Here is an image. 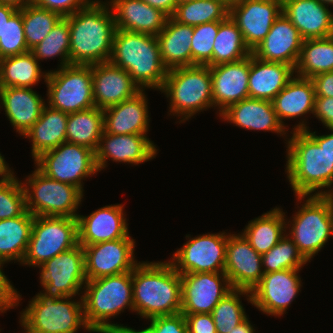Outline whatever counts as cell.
Here are the masks:
<instances>
[{
  "label": "cell",
  "mask_w": 333,
  "mask_h": 333,
  "mask_svg": "<svg viewBox=\"0 0 333 333\" xmlns=\"http://www.w3.org/2000/svg\"><path fill=\"white\" fill-rule=\"evenodd\" d=\"M66 18L70 27V65L108 62L116 31L114 15L108 2L92 0Z\"/></svg>",
  "instance_id": "6da1fadb"
},
{
  "label": "cell",
  "mask_w": 333,
  "mask_h": 333,
  "mask_svg": "<svg viewBox=\"0 0 333 333\" xmlns=\"http://www.w3.org/2000/svg\"><path fill=\"white\" fill-rule=\"evenodd\" d=\"M132 285L134 312L141 318L180 313L181 275L169 260L139 262L132 271Z\"/></svg>",
  "instance_id": "7a4b0ae2"
},
{
  "label": "cell",
  "mask_w": 333,
  "mask_h": 333,
  "mask_svg": "<svg viewBox=\"0 0 333 333\" xmlns=\"http://www.w3.org/2000/svg\"><path fill=\"white\" fill-rule=\"evenodd\" d=\"M292 132V136L285 140V171L292 190L295 196L323 195L324 188L333 187V164L324 147H320L305 130Z\"/></svg>",
  "instance_id": "3957f363"
},
{
  "label": "cell",
  "mask_w": 333,
  "mask_h": 333,
  "mask_svg": "<svg viewBox=\"0 0 333 333\" xmlns=\"http://www.w3.org/2000/svg\"><path fill=\"white\" fill-rule=\"evenodd\" d=\"M127 71L141 90H161L168 69L164 66L156 36L116 29L109 60Z\"/></svg>",
  "instance_id": "277c9868"
},
{
  "label": "cell",
  "mask_w": 333,
  "mask_h": 333,
  "mask_svg": "<svg viewBox=\"0 0 333 333\" xmlns=\"http://www.w3.org/2000/svg\"><path fill=\"white\" fill-rule=\"evenodd\" d=\"M83 290L84 319L93 333H115L122 325L109 318L126 308L134 312L132 271L87 280Z\"/></svg>",
  "instance_id": "5b68a950"
},
{
  "label": "cell",
  "mask_w": 333,
  "mask_h": 333,
  "mask_svg": "<svg viewBox=\"0 0 333 333\" xmlns=\"http://www.w3.org/2000/svg\"><path fill=\"white\" fill-rule=\"evenodd\" d=\"M160 91L170 98L169 114L181 116L179 123H183L213 107L210 67L192 65L168 70Z\"/></svg>",
  "instance_id": "8992f818"
},
{
  "label": "cell",
  "mask_w": 333,
  "mask_h": 333,
  "mask_svg": "<svg viewBox=\"0 0 333 333\" xmlns=\"http://www.w3.org/2000/svg\"><path fill=\"white\" fill-rule=\"evenodd\" d=\"M72 298L36 294L20 313L21 327L29 333H76L82 326L91 333L84 319L82 296L77 301Z\"/></svg>",
  "instance_id": "52a82bcc"
},
{
  "label": "cell",
  "mask_w": 333,
  "mask_h": 333,
  "mask_svg": "<svg viewBox=\"0 0 333 333\" xmlns=\"http://www.w3.org/2000/svg\"><path fill=\"white\" fill-rule=\"evenodd\" d=\"M295 197L297 202H304L301 204L302 207L298 206L299 210L295 211L292 221L286 220V229H289L287 235L303 257L310 262L329 238H333L332 219L328 203L321 195Z\"/></svg>",
  "instance_id": "ba28073f"
},
{
  "label": "cell",
  "mask_w": 333,
  "mask_h": 333,
  "mask_svg": "<svg viewBox=\"0 0 333 333\" xmlns=\"http://www.w3.org/2000/svg\"><path fill=\"white\" fill-rule=\"evenodd\" d=\"M24 181L26 209L33 216L77 218L79 215L76 212L84 194L77 187L53 180L37 168Z\"/></svg>",
  "instance_id": "9c48e42d"
},
{
  "label": "cell",
  "mask_w": 333,
  "mask_h": 333,
  "mask_svg": "<svg viewBox=\"0 0 333 333\" xmlns=\"http://www.w3.org/2000/svg\"><path fill=\"white\" fill-rule=\"evenodd\" d=\"M77 244V218L34 216L30 240L21 265L40 267Z\"/></svg>",
  "instance_id": "30bf717a"
},
{
  "label": "cell",
  "mask_w": 333,
  "mask_h": 333,
  "mask_svg": "<svg viewBox=\"0 0 333 333\" xmlns=\"http://www.w3.org/2000/svg\"><path fill=\"white\" fill-rule=\"evenodd\" d=\"M48 106L67 114L95 107L92 65H68L48 71Z\"/></svg>",
  "instance_id": "8fae6325"
},
{
  "label": "cell",
  "mask_w": 333,
  "mask_h": 333,
  "mask_svg": "<svg viewBox=\"0 0 333 333\" xmlns=\"http://www.w3.org/2000/svg\"><path fill=\"white\" fill-rule=\"evenodd\" d=\"M45 176L77 187L82 193L86 177L97 174L95 152L88 147L64 142L34 160Z\"/></svg>",
  "instance_id": "7c38bea8"
},
{
  "label": "cell",
  "mask_w": 333,
  "mask_h": 333,
  "mask_svg": "<svg viewBox=\"0 0 333 333\" xmlns=\"http://www.w3.org/2000/svg\"><path fill=\"white\" fill-rule=\"evenodd\" d=\"M40 284L43 294L56 299L74 297L83 293L87 278L85 275V255L79 243L46 261L40 267Z\"/></svg>",
  "instance_id": "4fadbf2b"
},
{
  "label": "cell",
  "mask_w": 333,
  "mask_h": 333,
  "mask_svg": "<svg viewBox=\"0 0 333 333\" xmlns=\"http://www.w3.org/2000/svg\"><path fill=\"white\" fill-rule=\"evenodd\" d=\"M226 232L200 234L191 238L186 235L184 245L177 249L169 261L181 274L224 272L226 262ZM190 237V238H189Z\"/></svg>",
  "instance_id": "5bb4252c"
},
{
  "label": "cell",
  "mask_w": 333,
  "mask_h": 333,
  "mask_svg": "<svg viewBox=\"0 0 333 333\" xmlns=\"http://www.w3.org/2000/svg\"><path fill=\"white\" fill-rule=\"evenodd\" d=\"M232 289L224 272L181 274L180 313L211 314L219 301Z\"/></svg>",
  "instance_id": "9a60e30c"
},
{
  "label": "cell",
  "mask_w": 333,
  "mask_h": 333,
  "mask_svg": "<svg viewBox=\"0 0 333 333\" xmlns=\"http://www.w3.org/2000/svg\"><path fill=\"white\" fill-rule=\"evenodd\" d=\"M282 14V0H236L229 5V16L242 33L252 52Z\"/></svg>",
  "instance_id": "2e32d148"
},
{
  "label": "cell",
  "mask_w": 333,
  "mask_h": 333,
  "mask_svg": "<svg viewBox=\"0 0 333 333\" xmlns=\"http://www.w3.org/2000/svg\"><path fill=\"white\" fill-rule=\"evenodd\" d=\"M300 269L264 273L251 290L252 305L266 315L282 316L301 291Z\"/></svg>",
  "instance_id": "e0dca14e"
},
{
  "label": "cell",
  "mask_w": 333,
  "mask_h": 333,
  "mask_svg": "<svg viewBox=\"0 0 333 333\" xmlns=\"http://www.w3.org/2000/svg\"><path fill=\"white\" fill-rule=\"evenodd\" d=\"M135 246L133 238L82 246L87 280L133 271L138 264L134 255Z\"/></svg>",
  "instance_id": "ac0fdd59"
},
{
  "label": "cell",
  "mask_w": 333,
  "mask_h": 333,
  "mask_svg": "<svg viewBox=\"0 0 333 333\" xmlns=\"http://www.w3.org/2000/svg\"><path fill=\"white\" fill-rule=\"evenodd\" d=\"M262 268V255L246 238L239 233H228L224 273L231 287L251 291L264 274Z\"/></svg>",
  "instance_id": "d6986e66"
},
{
  "label": "cell",
  "mask_w": 333,
  "mask_h": 333,
  "mask_svg": "<svg viewBox=\"0 0 333 333\" xmlns=\"http://www.w3.org/2000/svg\"><path fill=\"white\" fill-rule=\"evenodd\" d=\"M147 135L126 134L113 135L103 131L98 148L95 152V163L100 172L107 164V160L130 163L134 165L154 159L158 149Z\"/></svg>",
  "instance_id": "ffe728a7"
},
{
  "label": "cell",
  "mask_w": 333,
  "mask_h": 333,
  "mask_svg": "<svg viewBox=\"0 0 333 333\" xmlns=\"http://www.w3.org/2000/svg\"><path fill=\"white\" fill-rule=\"evenodd\" d=\"M123 210V204H111L93 211L88 216L78 215V243L86 246L132 238Z\"/></svg>",
  "instance_id": "44dd1931"
},
{
  "label": "cell",
  "mask_w": 333,
  "mask_h": 333,
  "mask_svg": "<svg viewBox=\"0 0 333 333\" xmlns=\"http://www.w3.org/2000/svg\"><path fill=\"white\" fill-rule=\"evenodd\" d=\"M94 105L106 109L141 91L129 73L110 61L92 65Z\"/></svg>",
  "instance_id": "7402d4cb"
},
{
  "label": "cell",
  "mask_w": 333,
  "mask_h": 333,
  "mask_svg": "<svg viewBox=\"0 0 333 333\" xmlns=\"http://www.w3.org/2000/svg\"><path fill=\"white\" fill-rule=\"evenodd\" d=\"M249 72L250 55L236 62L210 66L213 107L219 108V115L229 105L249 98Z\"/></svg>",
  "instance_id": "603a6c76"
},
{
  "label": "cell",
  "mask_w": 333,
  "mask_h": 333,
  "mask_svg": "<svg viewBox=\"0 0 333 333\" xmlns=\"http://www.w3.org/2000/svg\"><path fill=\"white\" fill-rule=\"evenodd\" d=\"M303 41L297 28L282 12L252 54L263 61L285 63L295 68Z\"/></svg>",
  "instance_id": "cb8c5ba5"
},
{
  "label": "cell",
  "mask_w": 333,
  "mask_h": 333,
  "mask_svg": "<svg viewBox=\"0 0 333 333\" xmlns=\"http://www.w3.org/2000/svg\"><path fill=\"white\" fill-rule=\"evenodd\" d=\"M282 12L304 40L333 36V13L320 0H282Z\"/></svg>",
  "instance_id": "d4e9b609"
},
{
  "label": "cell",
  "mask_w": 333,
  "mask_h": 333,
  "mask_svg": "<svg viewBox=\"0 0 333 333\" xmlns=\"http://www.w3.org/2000/svg\"><path fill=\"white\" fill-rule=\"evenodd\" d=\"M223 121L235 124L243 129L254 131H271L280 136L287 134L276 112L272 101L247 98L229 105L220 113ZM287 130V131H286Z\"/></svg>",
  "instance_id": "484cf974"
},
{
  "label": "cell",
  "mask_w": 333,
  "mask_h": 333,
  "mask_svg": "<svg viewBox=\"0 0 333 333\" xmlns=\"http://www.w3.org/2000/svg\"><path fill=\"white\" fill-rule=\"evenodd\" d=\"M104 131L113 135H147L149 130L148 100L144 90L132 98L103 109Z\"/></svg>",
  "instance_id": "4316f807"
},
{
  "label": "cell",
  "mask_w": 333,
  "mask_h": 333,
  "mask_svg": "<svg viewBox=\"0 0 333 333\" xmlns=\"http://www.w3.org/2000/svg\"><path fill=\"white\" fill-rule=\"evenodd\" d=\"M116 29L157 36L165 27L168 16L143 0L108 1Z\"/></svg>",
  "instance_id": "83f0119b"
},
{
  "label": "cell",
  "mask_w": 333,
  "mask_h": 333,
  "mask_svg": "<svg viewBox=\"0 0 333 333\" xmlns=\"http://www.w3.org/2000/svg\"><path fill=\"white\" fill-rule=\"evenodd\" d=\"M45 99L28 87H2L0 107L4 108L16 132L24 135L39 119L46 105Z\"/></svg>",
  "instance_id": "f1b7e54d"
},
{
  "label": "cell",
  "mask_w": 333,
  "mask_h": 333,
  "mask_svg": "<svg viewBox=\"0 0 333 333\" xmlns=\"http://www.w3.org/2000/svg\"><path fill=\"white\" fill-rule=\"evenodd\" d=\"M295 68L280 62H267L250 55L249 98L272 101L294 77Z\"/></svg>",
  "instance_id": "f546056e"
},
{
  "label": "cell",
  "mask_w": 333,
  "mask_h": 333,
  "mask_svg": "<svg viewBox=\"0 0 333 333\" xmlns=\"http://www.w3.org/2000/svg\"><path fill=\"white\" fill-rule=\"evenodd\" d=\"M315 97L312 80L295 75L273 98L272 104L278 119L285 126V119L303 117L309 112L313 114Z\"/></svg>",
  "instance_id": "4dcf8cb0"
},
{
  "label": "cell",
  "mask_w": 333,
  "mask_h": 333,
  "mask_svg": "<svg viewBox=\"0 0 333 333\" xmlns=\"http://www.w3.org/2000/svg\"><path fill=\"white\" fill-rule=\"evenodd\" d=\"M68 114L47 104L35 124L23 135L32 142V159L66 142Z\"/></svg>",
  "instance_id": "1f68e13d"
},
{
  "label": "cell",
  "mask_w": 333,
  "mask_h": 333,
  "mask_svg": "<svg viewBox=\"0 0 333 333\" xmlns=\"http://www.w3.org/2000/svg\"><path fill=\"white\" fill-rule=\"evenodd\" d=\"M193 26L168 17L165 27L156 36L161 59L168 69L191 66V39Z\"/></svg>",
  "instance_id": "d6a6232c"
},
{
  "label": "cell",
  "mask_w": 333,
  "mask_h": 333,
  "mask_svg": "<svg viewBox=\"0 0 333 333\" xmlns=\"http://www.w3.org/2000/svg\"><path fill=\"white\" fill-rule=\"evenodd\" d=\"M33 221L34 216L28 210L21 216L0 220V268L13 260L22 263Z\"/></svg>",
  "instance_id": "836d02e7"
},
{
  "label": "cell",
  "mask_w": 333,
  "mask_h": 333,
  "mask_svg": "<svg viewBox=\"0 0 333 333\" xmlns=\"http://www.w3.org/2000/svg\"><path fill=\"white\" fill-rule=\"evenodd\" d=\"M286 219L285 212L280 207H275L262 216L250 220L241 234L262 255L285 235Z\"/></svg>",
  "instance_id": "e575fe53"
},
{
  "label": "cell",
  "mask_w": 333,
  "mask_h": 333,
  "mask_svg": "<svg viewBox=\"0 0 333 333\" xmlns=\"http://www.w3.org/2000/svg\"><path fill=\"white\" fill-rule=\"evenodd\" d=\"M104 131L103 109L93 107L68 114L66 142L96 152Z\"/></svg>",
  "instance_id": "d590c367"
},
{
  "label": "cell",
  "mask_w": 333,
  "mask_h": 333,
  "mask_svg": "<svg viewBox=\"0 0 333 333\" xmlns=\"http://www.w3.org/2000/svg\"><path fill=\"white\" fill-rule=\"evenodd\" d=\"M47 74L41 71L39 61L31 51L0 59L1 87L32 88L42 78L45 82Z\"/></svg>",
  "instance_id": "8d00e7d4"
},
{
  "label": "cell",
  "mask_w": 333,
  "mask_h": 333,
  "mask_svg": "<svg viewBox=\"0 0 333 333\" xmlns=\"http://www.w3.org/2000/svg\"><path fill=\"white\" fill-rule=\"evenodd\" d=\"M330 71H333V36L304 40L295 66L296 76L311 79Z\"/></svg>",
  "instance_id": "74e56055"
},
{
  "label": "cell",
  "mask_w": 333,
  "mask_h": 333,
  "mask_svg": "<svg viewBox=\"0 0 333 333\" xmlns=\"http://www.w3.org/2000/svg\"><path fill=\"white\" fill-rule=\"evenodd\" d=\"M251 54L241 31L230 16L224 21H219V31L213 44L212 60L207 66L236 62Z\"/></svg>",
  "instance_id": "f35d334b"
},
{
  "label": "cell",
  "mask_w": 333,
  "mask_h": 333,
  "mask_svg": "<svg viewBox=\"0 0 333 333\" xmlns=\"http://www.w3.org/2000/svg\"><path fill=\"white\" fill-rule=\"evenodd\" d=\"M229 16V4L224 0H193L177 4L172 18L179 23L196 26L224 21Z\"/></svg>",
  "instance_id": "ab89813d"
},
{
  "label": "cell",
  "mask_w": 333,
  "mask_h": 333,
  "mask_svg": "<svg viewBox=\"0 0 333 333\" xmlns=\"http://www.w3.org/2000/svg\"><path fill=\"white\" fill-rule=\"evenodd\" d=\"M243 295L246 296L249 303H252L251 291L232 289L214 307L211 314L217 333L231 332L248 317L240 301V297Z\"/></svg>",
  "instance_id": "60d3db41"
},
{
  "label": "cell",
  "mask_w": 333,
  "mask_h": 333,
  "mask_svg": "<svg viewBox=\"0 0 333 333\" xmlns=\"http://www.w3.org/2000/svg\"><path fill=\"white\" fill-rule=\"evenodd\" d=\"M61 18L59 13L39 7L33 2L24 6L22 20L28 49L31 50L40 43Z\"/></svg>",
  "instance_id": "b9f144b4"
},
{
  "label": "cell",
  "mask_w": 333,
  "mask_h": 333,
  "mask_svg": "<svg viewBox=\"0 0 333 333\" xmlns=\"http://www.w3.org/2000/svg\"><path fill=\"white\" fill-rule=\"evenodd\" d=\"M70 27L66 17H62L50 33L30 51L40 60L60 56L59 68L70 65Z\"/></svg>",
  "instance_id": "7bdbcfd3"
},
{
  "label": "cell",
  "mask_w": 333,
  "mask_h": 333,
  "mask_svg": "<svg viewBox=\"0 0 333 333\" xmlns=\"http://www.w3.org/2000/svg\"><path fill=\"white\" fill-rule=\"evenodd\" d=\"M307 262L286 232L275 246L262 254L264 273L301 269Z\"/></svg>",
  "instance_id": "ee69618b"
},
{
  "label": "cell",
  "mask_w": 333,
  "mask_h": 333,
  "mask_svg": "<svg viewBox=\"0 0 333 333\" xmlns=\"http://www.w3.org/2000/svg\"><path fill=\"white\" fill-rule=\"evenodd\" d=\"M26 210L22 180L19 181L14 173L0 179V220L21 216Z\"/></svg>",
  "instance_id": "f6af8a7d"
},
{
  "label": "cell",
  "mask_w": 333,
  "mask_h": 333,
  "mask_svg": "<svg viewBox=\"0 0 333 333\" xmlns=\"http://www.w3.org/2000/svg\"><path fill=\"white\" fill-rule=\"evenodd\" d=\"M218 31L219 21L193 26L191 66L207 65L212 60L214 39Z\"/></svg>",
  "instance_id": "bcb514c9"
},
{
  "label": "cell",
  "mask_w": 333,
  "mask_h": 333,
  "mask_svg": "<svg viewBox=\"0 0 333 333\" xmlns=\"http://www.w3.org/2000/svg\"><path fill=\"white\" fill-rule=\"evenodd\" d=\"M29 51L24 36L21 8L4 25L3 35L0 37V59Z\"/></svg>",
  "instance_id": "7dc6e473"
},
{
  "label": "cell",
  "mask_w": 333,
  "mask_h": 333,
  "mask_svg": "<svg viewBox=\"0 0 333 333\" xmlns=\"http://www.w3.org/2000/svg\"><path fill=\"white\" fill-rule=\"evenodd\" d=\"M157 333H188L185 317L182 313L169 316H157L149 319Z\"/></svg>",
  "instance_id": "c3c4849f"
},
{
  "label": "cell",
  "mask_w": 333,
  "mask_h": 333,
  "mask_svg": "<svg viewBox=\"0 0 333 333\" xmlns=\"http://www.w3.org/2000/svg\"><path fill=\"white\" fill-rule=\"evenodd\" d=\"M92 0H33L32 2L42 8L59 13L62 17L72 15L87 6Z\"/></svg>",
  "instance_id": "681fc988"
},
{
  "label": "cell",
  "mask_w": 333,
  "mask_h": 333,
  "mask_svg": "<svg viewBox=\"0 0 333 333\" xmlns=\"http://www.w3.org/2000/svg\"><path fill=\"white\" fill-rule=\"evenodd\" d=\"M188 333H217L212 314L184 315Z\"/></svg>",
  "instance_id": "f907efd6"
},
{
  "label": "cell",
  "mask_w": 333,
  "mask_h": 333,
  "mask_svg": "<svg viewBox=\"0 0 333 333\" xmlns=\"http://www.w3.org/2000/svg\"><path fill=\"white\" fill-rule=\"evenodd\" d=\"M22 300L21 295L13 287L11 281L8 278H0V312L19 306V302Z\"/></svg>",
  "instance_id": "816d5d0a"
},
{
  "label": "cell",
  "mask_w": 333,
  "mask_h": 333,
  "mask_svg": "<svg viewBox=\"0 0 333 333\" xmlns=\"http://www.w3.org/2000/svg\"><path fill=\"white\" fill-rule=\"evenodd\" d=\"M314 117L328 129H333V98L315 97Z\"/></svg>",
  "instance_id": "f5cc1de1"
},
{
  "label": "cell",
  "mask_w": 333,
  "mask_h": 333,
  "mask_svg": "<svg viewBox=\"0 0 333 333\" xmlns=\"http://www.w3.org/2000/svg\"><path fill=\"white\" fill-rule=\"evenodd\" d=\"M305 120L306 119H301V122L295 125L292 131L305 130L319 144L320 147H324L330 162L333 164V129H329L331 134L316 135V131H310L309 126H307V122Z\"/></svg>",
  "instance_id": "db71d44e"
},
{
  "label": "cell",
  "mask_w": 333,
  "mask_h": 333,
  "mask_svg": "<svg viewBox=\"0 0 333 333\" xmlns=\"http://www.w3.org/2000/svg\"><path fill=\"white\" fill-rule=\"evenodd\" d=\"M311 80L316 97L333 98V71L317 74Z\"/></svg>",
  "instance_id": "11a10c76"
},
{
  "label": "cell",
  "mask_w": 333,
  "mask_h": 333,
  "mask_svg": "<svg viewBox=\"0 0 333 333\" xmlns=\"http://www.w3.org/2000/svg\"><path fill=\"white\" fill-rule=\"evenodd\" d=\"M143 1L148 5H150L151 7H154L162 11L168 17H172L177 6L176 0H143Z\"/></svg>",
  "instance_id": "9f6ffc18"
},
{
  "label": "cell",
  "mask_w": 333,
  "mask_h": 333,
  "mask_svg": "<svg viewBox=\"0 0 333 333\" xmlns=\"http://www.w3.org/2000/svg\"><path fill=\"white\" fill-rule=\"evenodd\" d=\"M18 11V9L5 5L0 4V37L3 35V29L5 23Z\"/></svg>",
  "instance_id": "6f0895ef"
},
{
  "label": "cell",
  "mask_w": 333,
  "mask_h": 333,
  "mask_svg": "<svg viewBox=\"0 0 333 333\" xmlns=\"http://www.w3.org/2000/svg\"><path fill=\"white\" fill-rule=\"evenodd\" d=\"M229 333H255V329L253 328V325H251L250 320L247 317L243 322L233 328Z\"/></svg>",
  "instance_id": "680465c9"
},
{
  "label": "cell",
  "mask_w": 333,
  "mask_h": 333,
  "mask_svg": "<svg viewBox=\"0 0 333 333\" xmlns=\"http://www.w3.org/2000/svg\"><path fill=\"white\" fill-rule=\"evenodd\" d=\"M115 333H157V330L150 324L148 327L142 330H135L127 326H122Z\"/></svg>",
  "instance_id": "91938a15"
},
{
  "label": "cell",
  "mask_w": 333,
  "mask_h": 333,
  "mask_svg": "<svg viewBox=\"0 0 333 333\" xmlns=\"http://www.w3.org/2000/svg\"><path fill=\"white\" fill-rule=\"evenodd\" d=\"M33 0H0V4L12 6L18 10L32 3Z\"/></svg>",
  "instance_id": "94428289"
},
{
  "label": "cell",
  "mask_w": 333,
  "mask_h": 333,
  "mask_svg": "<svg viewBox=\"0 0 333 333\" xmlns=\"http://www.w3.org/2000/svg\"><path fill=\"white\" fill-rule=\"evenodd\" d=\"M4 156L0 153V179H4L6 177L11 176L14 172L9 168L7 162L4 160Z\"/></svg>",
  "instance_id": "6125c7cd"
},
{
  "label": "cell",
  "mask_w": 333,
  "mask_h": 333,
  "mask_svg": "<svg viewBox=\"0 0 333 333\" xmlns=\"http://www.w3.org/2000/svg\"><path fill=\"white\" fill-rule=\"evenodd\" d=\"M328 203L331 219H332V228H333V188L324 190V194L321 195ZM333 236V235H332Z\"/></svg>",
  "instance_id": "be15d7a7"
},
{
  "label": "cell",
  "mask_w": 333,
  "mask_h": 333,
  "mask_svg": "<svg viewBox=\"0 0 333 333\" xmlns=\"http://www.w3.org/2000/svg\"><path fill=\"white\" fill-rule=\"evenodd\" d=\"M324 5L327 4V6L332 5L333 6V0H320Z\"/></svg>",
  "instance_id": "e7e4bbea"
},
{
  "label": "cell",
  "mask_w": 333,
  "mask_h": 333,
  "mask_svg": "<svg viewBox=\"0 0 333 333\" xmlns=\"http://www.w3.org/2000/svg\"><path fill=\"white\" fill-rule=\"evenodd\" d=\"M2 270L3 269L0 268V278H7V276L5 275V273Z\"/></svg>",
  "instance_id": "03108f58"
},
{
  "label": "cell",
  "mask_w": 333,
  "mask_h": 333,
  "mask_svg": "<svg viewBox=\"0 0 333 333\" xmlns=\"http://www.w3.org/2000/svg\"><path fill=\"white\" fill-rule=\"evenodd\" d=\"M224 1L230 5L233 4L236 0H224Z\"/></svg>",
  "instance_id": "003e7915"
},
{
  "label": "cell",
  "mask_w": 333,
  "mask_h": 333,
  "mask_svg": "<svg viewBox=\"0 0 333 333\" xmlns=\"http://www.w3.org/2000/svg\"><path fill=\"white\" fill-rule=\"evenodd\" d=\"M177 4L183 3V2H187V1H193V0H176Z\"/></svg>",
  "instance_id": "a7ac6f4b"
}]
</instances>
